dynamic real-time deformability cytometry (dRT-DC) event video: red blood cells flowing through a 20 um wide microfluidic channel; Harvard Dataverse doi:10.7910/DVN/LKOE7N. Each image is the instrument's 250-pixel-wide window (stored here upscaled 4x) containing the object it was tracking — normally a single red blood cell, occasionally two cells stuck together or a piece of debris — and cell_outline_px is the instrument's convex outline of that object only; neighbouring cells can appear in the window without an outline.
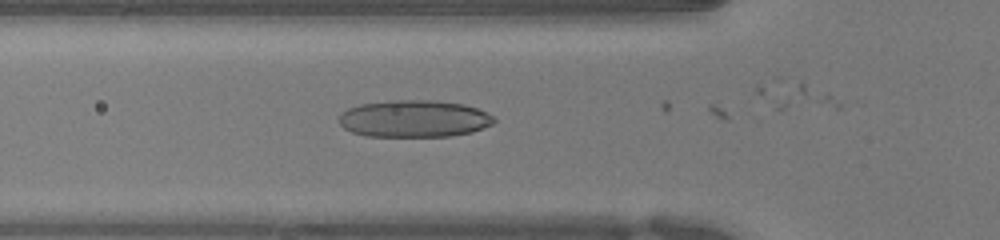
{"species": "human", "species_latin": "Homo sapiens", "temperature_condition": "warm", "stored_images_in_passage": 24, "camera_frame_rate_fps": 3000, "um_per_image_px": 0.085, "donor": {"sex": "female"}, "frame": {"image": 1, "passage_image": 17, "time_ms": 5.333, "image_size_px": [1000, 240], "cell_outline_px": [[496, 120], [492, 124], [472, 132], [452, 136], [368, 136], [352, 132], [344, 128], [340, 124], [340, 116], [348, 108], [360, 104], [388, 100], [432, 100], [464, 104], [488, 112]], "centroid_in_image_um": [35.22, 10.08], "position_along_channel_um": 90.6, "area_um2": 33.47}}
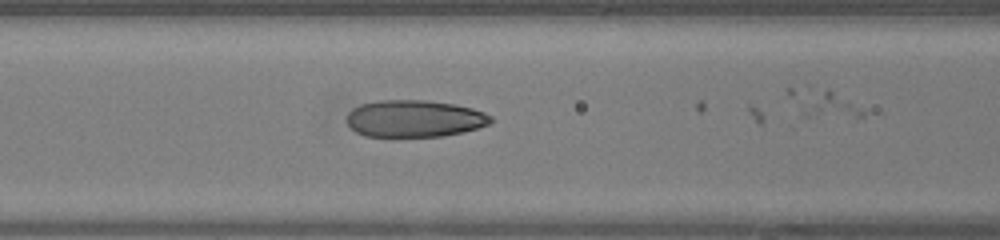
{"frame": {"image": 2, "passage_image": 20, "time_ms": 6.333, "image_size_px": [1000, 240], "cell_outline_px": [[492, 120], [488, 124], [464, 132], [444, 136], [364, 136], [356, 132], [344, 120], [348, 112], [352, 108], [360, 104], [376, 100], [424, 100], [452, 104], [472, 108], [484, 112], [492, 116]], "centroid_in_image_um": [35.18, 10.07], "position_along_channel_um": 131.4, "area_um2": 31.15}}
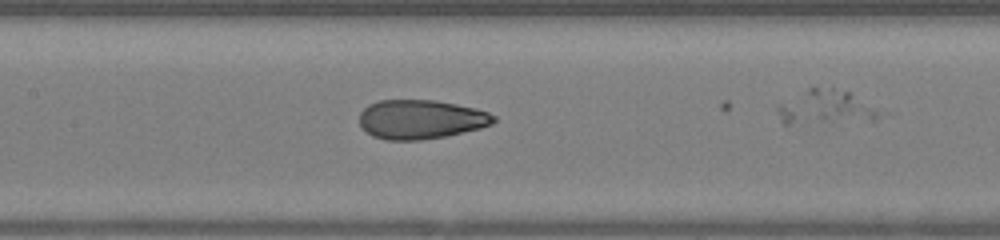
{"frame": {"image": 3, "passage_image": 23, "time_ms": 7.333, "image_size_px": [1000, 240], "cell_outline_px": [[496, 120], [492, 124], [480, 128], [444, 136], [420, 140], [384, 140], [372, 136], [360, 128], [360, 112], [368, 104], [380, 100], [436, 100], [456, 104], [488, 112], [496, 116]], "centroid_in_image_um": [35.72, 10.15], "position_along_channel_um": 171.7, "area_um2": 30.69}}